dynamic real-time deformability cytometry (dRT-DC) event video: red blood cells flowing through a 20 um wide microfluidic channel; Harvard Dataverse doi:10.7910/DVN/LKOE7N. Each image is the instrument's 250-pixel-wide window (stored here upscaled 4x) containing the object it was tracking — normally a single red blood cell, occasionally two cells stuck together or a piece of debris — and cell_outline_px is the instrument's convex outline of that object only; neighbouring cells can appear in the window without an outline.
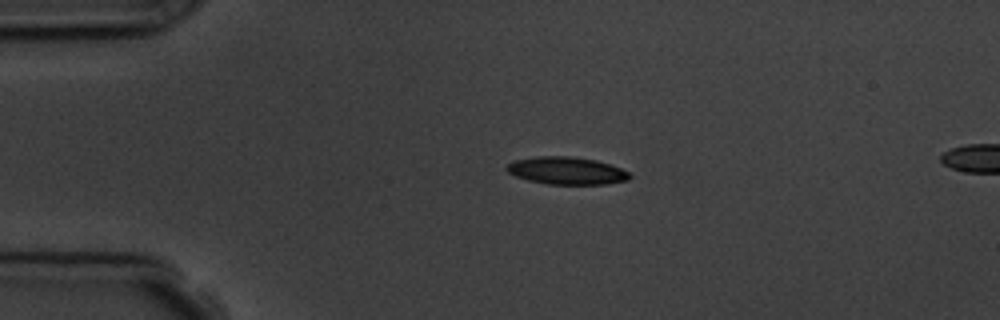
{"species": "common noctule bat (a hibernating species)", "species_latin": "Nyctalus noctula", "temperature_condition": "room temperature", "stored_images_in_passage": 4, "camera_frame_rate_fps": 3000, "um_per_image_px": 0.085, "animal": {"sex": "male", "body_mass_g": 19.5, "forearm_length_mm": 54.6}, "frame": {"image": 1, "passage_image": 2, "time_ms": 1.333, "image_size_px": [1000, 320], "cell_outline_px": [[632, 176], [628, 180], [608, 184], [548, 184], [528, 180], [516, 176], [508, 172], [504, 168], [508, 164], [516, 160], [536, 156], [572, 156], [596, 160], [620, 168], [628, 172]], "centroid_in_image_um": [48.16, 14.51], "position_along_channel_um": 36.8, "area_um2": 19.65}}